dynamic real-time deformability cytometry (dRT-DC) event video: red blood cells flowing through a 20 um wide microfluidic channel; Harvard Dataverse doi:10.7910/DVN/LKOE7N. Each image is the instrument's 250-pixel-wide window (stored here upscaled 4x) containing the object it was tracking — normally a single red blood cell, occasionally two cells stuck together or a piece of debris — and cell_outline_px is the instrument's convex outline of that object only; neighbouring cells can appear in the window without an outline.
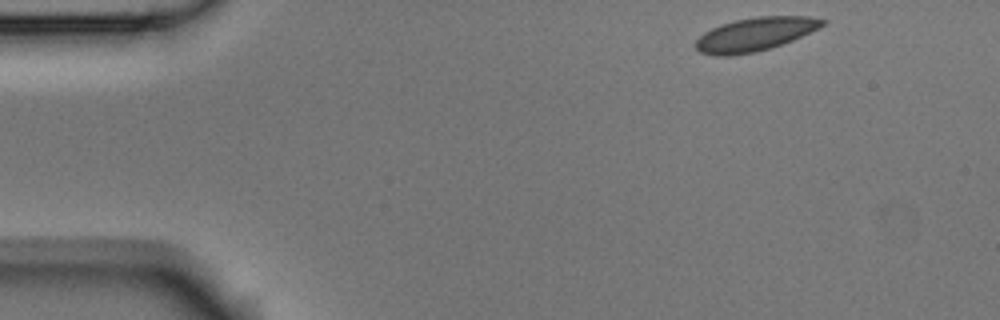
{"species": "Egyptian fruit bat (a non-hibernating species)", "species_latin": "Rousettus aegyptiacus", "temperature_condition": "room temperature", "stored_images_in_passage": 3, "camera_frame_rate_fps": 3000, "um_per_image_px": 0.085, "animal": {"sex": "male"}, "frame": {"image": 1, "passage_image": 1, "time_ms": 0.0, "image_size_px": [1000, 320], "cell_outline_px": [[828, 20], [824, 24], [792, 40], [756, 52], [728, 56], [716, 56], [700, 52], [696, 48], [696, 40], [704, 32], [720, 24], [736, 20], [756, 16], [808, 16]], "centroid_in_image_um": [64.13, 2.91], "position_along_channel_um": 20.9, "area_um2": 24.39}}
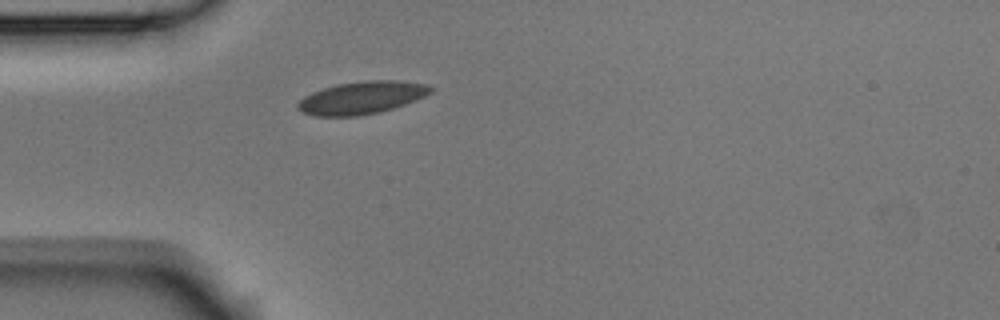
{"frame": {"image": 2, "passage_image": 3, "time_ms": 0.667, "image_size_px": [1000, 320], "cell_outline_px": [[436, 88], [432, 92], [416, 100], [380, 112], [356, 116], [316, 116], [304, 112], [296, 108], [296, 104], [304, 96], [312, 92], [336, 84], [364, 80], [400, 80], [428, 84]], "centroid_in_image_um": [30.78, 8.29], "position_along_channel_um": 54.2, "area_um2": 25.37}}